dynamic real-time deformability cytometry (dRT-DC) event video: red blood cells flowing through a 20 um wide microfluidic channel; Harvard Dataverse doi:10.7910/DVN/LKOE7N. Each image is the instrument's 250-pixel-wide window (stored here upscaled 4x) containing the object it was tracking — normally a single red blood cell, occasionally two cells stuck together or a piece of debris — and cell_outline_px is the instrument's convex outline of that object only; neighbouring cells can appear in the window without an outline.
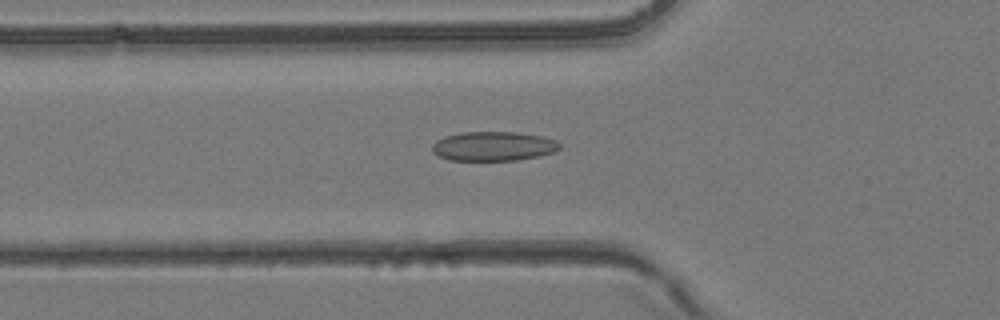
{"species": "common noctule bat (a hibernating species)", "species_latin": "Nyctalus noctula", "temperature_condition": "room temperature", "stored_images_in_passage": 40, "camera_frame_rate_fps": 3000, "um_per_image_px": 0.085, "animal": {"sex": "female", "body_mass_g": 24.6, "forearm_length_mm": 56.2}, "frame": {"image": 1, "passage_image": 14, "time_ms": 4.333, "image_size_px": [1000, 320], "cell_outline_px": [[560, 148], [552, 152], [536, 156], [516, 160], [448, 160], [432, 152], [432, 144], [436, 140], [444, 136], [460, 132], [516, 132], [544, 136], [556, 140], [560, 144]], "centroid_in_image_um": [41.91, 12.41], "position_along_channel_um": 83.9, "area_um2": 21.79}}
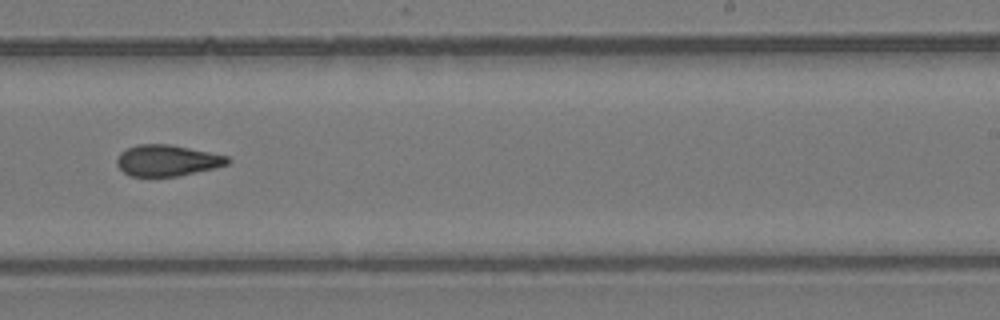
{"frame": {"image": 2, "passage_image": 25, "time_ms": 8.0, "image_size_px": [1000, 320], "cell_outline_px": [[232, 160], [228, 164], [180, 176], [128, 176], [116, 164], [116, 160], [120, 152], [128, 148], [140, 144], [172, 144], [228, 156]], "centroid_in_image_um": [14.21, 13.64], "position_along_channel_um": 274.8, "area_um2": 20.11}}
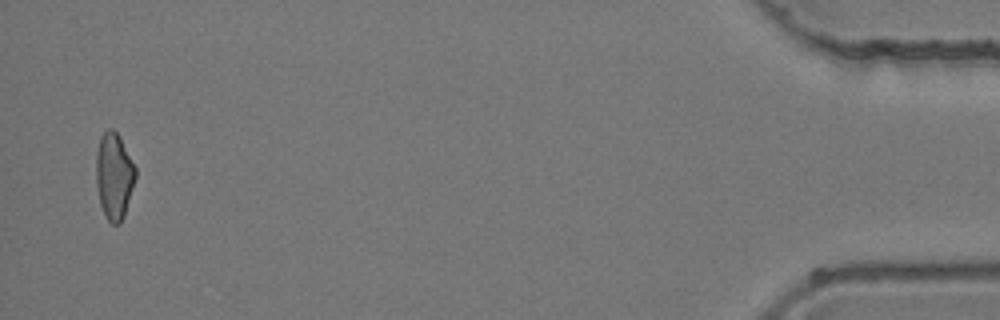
{"frame": {"image": 3, "passage_image": 39, "time_ms": 12.667, "image_size_px": [1000, 320], "cell_outline_px": [[136, 176], [124, 216], [120, 224], [112, 224], [108, 220], [100, 204], [96, 184], [96, 152], [100, 136], [108, 128], [112, 128], [120, 136], [136, 168]], "centroid_in_image_um": [9.69, 14.93], "position_along_channel_um": 425.5, "area_um2": 19.88}}